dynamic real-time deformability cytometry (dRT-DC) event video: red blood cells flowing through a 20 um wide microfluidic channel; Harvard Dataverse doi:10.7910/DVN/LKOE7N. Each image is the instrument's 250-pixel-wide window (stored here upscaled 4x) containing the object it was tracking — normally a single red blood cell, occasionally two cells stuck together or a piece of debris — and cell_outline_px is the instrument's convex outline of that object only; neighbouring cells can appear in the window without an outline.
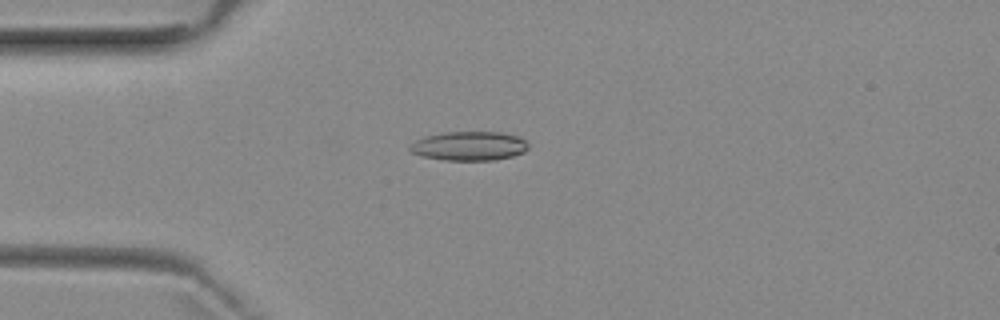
{"species": "common noctule bat (a hibernating species)", "species_latin": "Nyctalus noctula", "temperature_condition": "room temperature", "stored_images_in_passage": 3, "camera_frame_rate_fps": 3000, "um_per_image_px": 0.085, "animal": {"sex": "female", "body_mass_g": 29.2, "forearm_length_mm": 56.3}, "frame": {"image": 1, "passage_image": 3, "time_ms": 3.0, "image_size_px": [1000, 320], "cell_outline_px": [[528, 148], [524, 152], [512, 156], [492, 160], [444, 160], [424, 156], [412, 152], [408, 148], [416, 140], [428, 136], [444, 132], [500, 132], [520, 136], [528, 144]], "centroid_in_image_um": [39.92, 12.4], "position_along_channel_um": 45.1, "area_um2": 19.88}}